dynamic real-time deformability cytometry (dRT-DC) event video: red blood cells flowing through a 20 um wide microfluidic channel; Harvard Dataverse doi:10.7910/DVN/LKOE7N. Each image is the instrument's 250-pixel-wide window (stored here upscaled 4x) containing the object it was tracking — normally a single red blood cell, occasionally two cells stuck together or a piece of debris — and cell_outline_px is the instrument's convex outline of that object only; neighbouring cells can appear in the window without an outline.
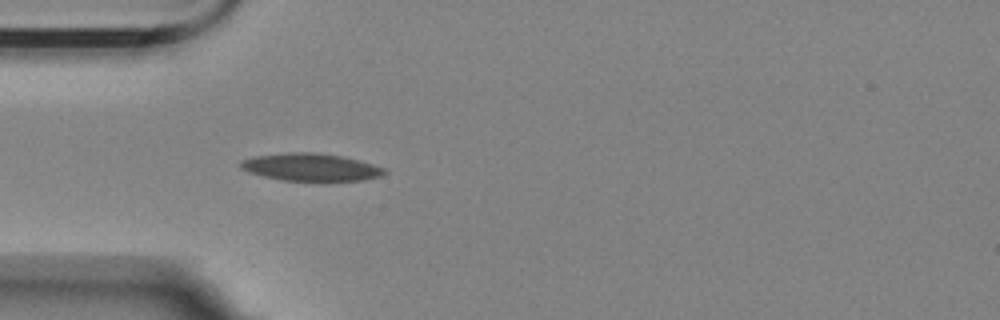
{"species": "Egyptian fruit bat (a non-hibernating species)", "species_latin": "Rousettus aegyptiacus", "temperature_condition": "room temperature", "stored_images_in_passage": 19, "camera_frame_rate_fps": 3000, "um_per_image_px": 0.085, "animal": {"sex": "female"}, "frame": {"image": 1, "passage_image": 1, "time_ms": 0.0, "image_size_px": [1000, 320], "cell_outline_px": [[388, 172], [380, 176], [360, 180], [284, 180], [264, 176], [248, 172], [240, 168], [240, 160], [256, 156], [288, 152], [316, 152], [340, 156], [372, 164], [384, 168]], "centroid_in_image_um": [26.38, 14.2], "position_along_channel_um": 58.6, "area_um2": 22.66}}
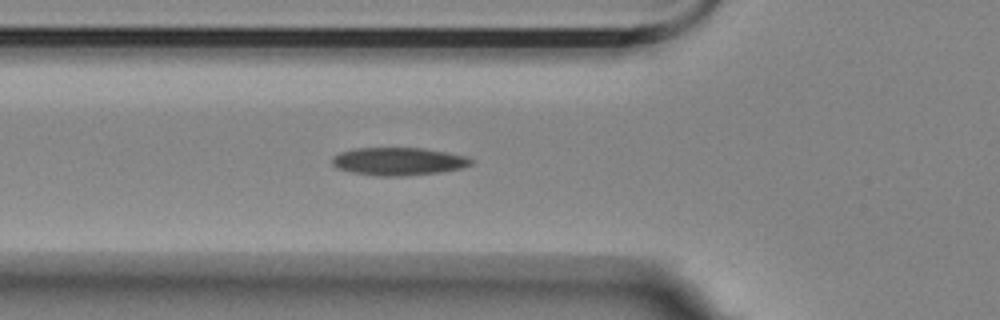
{"frame": {"image": 2, "passage_image": 4, "time_ms": 1.0, "image_size_px": [1000, 320], "cell_outline_px": [[472, 164], [460, 168], [440, 172], [400, 176], [380, 176], [352, 172], [336, 168], [332, 164], [332, 156], [340, 152], [356, 148], [424, 148], [468, 156], [472, 160]], "centroid_in_image_um": [33.85, 13.71], "position_along_channel_um": 91.9, "area_um2": 22.48}}